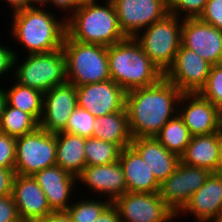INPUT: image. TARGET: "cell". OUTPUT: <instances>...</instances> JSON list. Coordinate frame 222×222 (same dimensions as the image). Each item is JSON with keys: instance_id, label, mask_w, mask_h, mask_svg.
Here are the masks:
<instances>
[{"instance_id": "6da1fadb", "label": "cell", "mask_w": 222, "mask_h": 222, "mask_svg": "<svg viewBox=\"0 0 222 222\" xmlns=\"http://www.w3.org/2000/svg\"><path fill=\"white\" fill-rule=\"evenodd\" d=\"M182 94L165 77L152 86L126 92L125 109L132 137H155L178 114Z\"/></svg>"}, {"instance_id": "7a4b0ae2", "label": "cell", "mask_w": 222, "mask_h": 222, "mask_svg": "<svg viewBox=\"0 0 222 222\" xmlns=\"http://www.w3.org/2000/svg\"><path fill=\"white\" fill-rule=\"evenodd\" d=\"M48 10L45 6H29L12 12L11 39L17 40L28 54L47 53L63 47L66 19H59L56 13Z\"/></svg>"}, {"instance_id": "3957f363", "label": "cell", "mask_w": 222, "mask_h": 222, "mask_svg": "<svg viewBox=\"0 0 222 222\" xmlns=\"http://www.w3.org/2000/svg\"><path fill=\"white\" fill-rule=\"evenodd\" d=\"M99 1L86 0L67 17L66 34L71 39L109 47L127 38L120 28L111 0L102 4Z\"/></svg>"}, {"instance_id": "277c9868", "label": "cell", "mask_w": 222, "mask_h": 222, "mask_svg": "<svg viewBox=\"0 0 222 222\" xmlns=\"http://www.w3.org/2000/svg\"><path fill=\"white\" fill-rule=\"evenodd\" d=\"M107 55L110 78L126 92L152 86L164 77L134 37L107 47Z\"/></svg>"}, {"instance_id": "5b68a950", "label": "cell", "mask_w": 222, "mask_h": 222, "mask_svg": "<svg viewBox=\"0 0 222 222\" xmlns=\"http://www.w3.org/2000/svg\"><path fill=\"white\" fill-rule=\"evenodd\" d=\"M62 49L66 58L68 83L82 86L111 79L107 47L81 43L66 34Z\"/></svg>"}, {"instance_id": "8992f818", "label": "cell", "mask_w": 222, "mask_h": 222, "mask_svg": "<svg viewBox=\"0 0 222 222\" xmlns=\"http://www.w3.org/2000/svg\"><path fill=\"white\" fill-rule=\"evenodd\" d=\"M24 59L20 61L19 55L14 59L12 78L20 85L44 94L55 86L67 83L66 58L62 48L47 53L27 54Z\"/></svg>"}, {"instance_id": "52a82bcc", "label": "cell", "mask_w": 222, "mask_h": 222, "mask_svg": "<svg viewBox=\"0 0 222 222\" xmlns=\"http://www.w3.org/2000/svg\"><path fill=\"white\" fill-rule=\"evenodd\" d=\"M182 22L183 18L168 13L134 37L163 74L172 66L180 48Z\"/></svg>"}, {"instance_id": "ba28073f", "label": "cell", "mask_w": 222, "mask_h": 222, "mask_svg": "<svg viewBox=\"0 0 222 222\" xmlns=\"http://www.w3.org/2000/svg\"><path fill=\"white\" fill-rule=\"evenodd\" d=\"M55 165L56 134L37 127L34 131L16 138V174L33 176L36 172Z\"/></svg>"}, {"instance_id": "9c48e42d", "label": "cell", "mask_w": 222, "mask_h": 222, "mask_svg": "<svg viewBox=\"0 0 222 222\" xmlns=\"http://www.w3.org/2000/svg\"><path fill=\"white\" fill-rule=\"evenodd\" d=\"M112 204L117 208L120 222H173L176 214L156 193L126 192Z\"/></svg>"}, {"instance_id": "30bf717a", "label": "cell", "mask_w": 222, "mask_h": 222, "mask_svg": "<svg viewBox=\"0 0 222 222\" xmlns=\"http://www.w3.org/2000/svg\"><path fill=\"white\" fill-rule=\"evenodd\" d=\"M210 174L206 168L186 165L180 161L175 171L160 184L159 195L177 214Z\"/></svg>"}, {"instance_id": "8fae6325", "label": "cell", "mask_w": 222, "mask_h": 222, "mask_svg": "<svg viewBox=\"0 0 222 222\" xmlns=\"http://www.w3.org/2000/svg\"><path fill=\"white\" fill-rule=\"evenodd\" d=\"M120 28L126 37L142 30L168 14L167 0H111Z\"/></svg>"}, {"instance_id": "7c38bea8", "label": "cell", "mask_w": 222, "mask_h": 222, "mask_svg": "<svg viewBox=\"0 0 222 222\" xmlns=\"http://www.w3.org/2000/svg\"><path fill=\"white\" fill-rule=\"evenodd\" d=\"M178 114L192 136L222 130V110L199 93H183L178 103Z\"/></svg>"}, {"instance_id": "4fadbf2b", "label": "cell", "mask_w": 222, "mask_h": 222, "mask_svg": "<svg viewBox=\"0 0 222 222\" xmlns=\"http://www.w3.org/2000/svg\"><path fill=\"white\" fill-rule=\"evenodd\" d=\"M211 67L212 64L201 58L195 51L180 45L174 62L164 77L182 93H198L205 85Z\"/></svg>"}, {"instance_id": "5bb4252c", "label": "cell", "mask_w": 222, "mask_h": 222, "mask_svg": "<svg viewBox=\"0 0 222 222\" xmlns=\"http://www.w3.org/2000/svg\"><path fill=\"white\" fill-rule=\"evenodd\" d=\"M181 45L212 65L222 63V31L199 18L183 19Z\"/></svg>"}, {"instance_id": "9a60e30c", "label": "cell", "mask_w": 222, "mask_h": 222, "mask_svg": "<svg viewBox=\"0 0 222 222\" xmlns=\"http://www.w3.org/2000/svg\"><path fill=\"white\" fill-rule=\"evenodd\" d=\"M76 88L78 106L96 118L125 108L126 91L112 79Z\"/></svg>"}, {"instance_id": "2e32d148", "label": "cell", "mask_w": 222, "mask_h": 222, "mask_svg": "<svg viewBox=\"0 0 222 222\" xmlns=\"http://www.w3.org/2000/svg\"><path fill=\"white\" fill-rule=\"evenodd\" d=\"M77 105L75 85L67 82L53 87L44 93L43 113L39 127L52 134L63 132L68 118Z\"/></svg>"}, {"instance_id": "e0dca14e", "label": "cell", "mask_w": 222, "mask_h": 222, "mask_svg": "<svg viewBox=\"0 0 222 222\" xmlns=\"http://www.w3.org/2000/svg\"><path fill=\"white\" fill-rule=\"evenodd\" d=\"M195 217V222H215L222 213V173L212 172L205 183L189 198L176 214Z\"/></svg>"}, {"instance_id": "ac0fdd59", "label": "cell", "mask_w": 222, "mask_h": 222, "mask_svg": "<svg viewBox=\"0 0 222 222\" xmlns=\"http://www.w3.org/2000/svg\"><path fill=\"white\" fill-rule=\"evenodd\" d=\"M81 184L92 191L97 197H101L113 202L116 198L127 192V185L123 169L116 161L107 165L85 166L82 173L77 177ZM100 195V196H99Z\"/></svg>"}, {"instance_id": "d6986e66", "label": "cell", "mask_w": 222, "mask_h": 222, "mask_svg": "<svg viewBox=\"0 0 222 222\" xmlns=\"http://www.w3.org/2000/svg\"><path fill=\"white\" fill-rule=\"evenodd\" d=\"M43 190L48 205L53 212L66 211L74 200V188L78 178L55 165L33 175ZM73 198V199H72ZM71 199V201H69Z\"/></svg>"}, {"instance_id": "ffe728a7", "label": "cell", "mask_w": 222, "mask_h": 222, "mask_svg": "<svg viewBox=\"0 0 222 222\" xmlns=\"http://www.w3.org/2000/svg\"><path fill=\"white\" fill-rule=\"evenodd\" d=\"M12 196L23 222H34L53 212L43 190L33 176L16 174Z\"/></svg>"}, {"instance_id": "44dd1931", "label": "cell", "mask_w": 222, "mask_h": 222, "mask_svg": "<svg viewBox=\"0 0 222 222\" xmlns=\"http://www.w3.org/2000/svg\"><path fill=\"white\" fill-rule=\"evenodd\" d=\"M146 162L159 184L172 174L180 157L169 152L155 137L133 138L130 144Z\"/></svg>"}, {"instance_id": "7402d4cb", "label": "cell", "mask_w": 222, "mask_h": 222, "mask_svg": "<svg viewBox=\"0 0 222 222\" xmlns=\"http://www.w3.org/2000/svg\"><path fill=\"white\" fill-rule=\"evenodd\" d=\"M118 161L124 172L127 192H159L160 184L146 162L131 145L121 150Z\"/></svg>"}, {"instance_id": "603a6c76", "label": "cell", "mask_w": 222, "mask_h": 222, "mask_svg": "<svg viewBox=\"0 0 222 222\" xmlns=\"http://www.w3.org/2000/svg\"><path fill=\"white\" fill-rule=\"evenodd\" d=\"M219 131L207 135L192 136L184 154L180 157L183 164L218 172Z\"/></svg>"}, {"instance_id": "cb8c5ba5", "label": "cell", "mask_w": 222, "mask_h": 222, "mask_svg": "<svg viewBox=\"0 0 222 222\" xmlns=\"http://www.w3.org/2000/svg\"><path fill=\"white\" fill-rule=\"evenodd\" d=\"M85 142L79 135L56 133V165L78 177L86 166Z\"/></svg>"}, {"instance_id": "d4e9b609", "label": "cell", "mask_w": 222, "mask_h": 222, "mask_svg": "<svg viewBox=\"0 0 222 222\" xmlns=\"http://www.w3.org/2000/svg\"><path fill=\"white\" fill-rule=\"evenodd\" d=\"M93 137L118 145L121 149L130 146L133 139L126 109L97 117L93 125Z\"/></svg>"}, {"instance_id": "484cf974", "label": "cell", "mask_w": 222, "mask_h": 222, "mask_svg": "<svg viewBox=\"0 0 222 222\" xmlns=\"http://www.w3.org/2000/svg\"><path fill=\"white\" fill-rule=\"evenodd\" d=\"M5 89L6 104L30 114L38 123L43 113L44 94L36 89L20 85L18 82Z\"/></svg>"}, {"instance_id": "4316f807", "label": "cell", "mask_w": 222, "mask_h": 222, "mask_svg": "<svg viewBox=\"0 0 222 222\" xmlns=\"http://www.w3.org/2000/svg\"><path fill=\"white\" fill-rule=\"evenodd\" d=\"M155 138L171 153L181 157L192 135L189 132L184 120L177 114L174 118L161 128Z\"/></svg>"}, {"instance_id": "83f0119b", "label": "cell", "mask_w": 222, "mask_h": 222, "mask_svg": "<svg viewBox=\"0 0 222 222\" xmlns=\"http://www.w3.org/2000/svg\"><path fill=\"white\" fill-rule=\"evenodd\" d=\"M39 123L28 113L6 104L0 123V132L14 138L34 131Z\"/></svg>"}, {"instance_id": "f1b7e54d", "label": "cell", "mask_w": 222, "mask_h": 222, "mask_svg": "<svg viewBox=\"0 0 222 222\" xmlns=\"http://www.w3.org/2000/svg\"><path fill=\"white\" fill-rule=\"evenodd\" d=\"M84 150L86 166H99L118 161L122 149L114 143L89 137L86 138Z\"/></svg>"}, {"instance_id": "f546056e", "label": "cell", "mask_w": 222, "mask_h": 222, "mask_svg": "<svg viewBox=\"0 0 222 222\" xmlns=\"http://www.w3.org/2000/svg\"><path fill=\"white\" fill-rule=\"evenodd\" d=\"M91 196H93L89 197L91 200L86 197L83 199L74 197L78 201L71 203L66 210L72 222H93L112 203L106 198L102 200L104 197L95 199L94 195Z\"/></svg>"}, {"instance_id": "4dcf8cb0", "label": "cell", "mask_w": 222, "mask_h": 222, "mask_svg": "<svg viewBox=\"0 0 222 222\" xmlns=\"http://www.w3.org/2000/svg\"><path fill=\"white\" fill-rule=\"evenodd\" d=\"M96 117L78 105L68 118L65 133L79 135L84 138L93 137V125Z\"/></svg>"}, {"instance_id": "1f68e13d", "label": "cell", "mask_w": 222, "mask_h": 222, "mask_svg": "<svg viewBox=\"0 0 222 222\" xmlns=\"http://www.w3.org/2000/svg\"><path fill=\"white\" fill-rule=\"evenodd\" d=\"M198 93L222 110V63L212 65L206 83Z\"/></svg>"}, {"instance_id": "d6a6232c", "label": "cell", "mask_w": 222, "mask_h": 222, "mask_svg": "<svg viewBox=\"0 0 222 222\" xmlns=\"http://www.w3.org/2000/svg\"><path fill=\"white\" fill-rule=\"evenodd\" d=\"M208 0H167L168 13L179 18H199Z\"/></svg>"}, {"instance_id": "836d02e7", "label": "cell", "mask_w": 222, "mask_h": 222, "mask_svg": "<svg viewBox=\"0 0 222 222\" xmlns=\"http://www.w3.org/2000/svg\"><path fill=\"white\" fill-rule=\"evenodd\" d=\"M16 138L0 132V167L15 170Z\"/></svg>"}, {"instance_id": "e575fe53", "label": "cell", "mask_w": 222, "mask_h": 222, "mask_svg": "<svg viewBox=\"0 0 222 222\" xmlns=\"http://www.w3.org/2000/svg\"><path fill=\"white\" fill-rule=\"evenodd\" d=\"M199 19L222 31V0H208Z\"/></svg>"}, {"instance_id": "d590c367", "label": "cell", "mask_w": 222, "mask_h": 222, "mask_svg": "<svg viewBox=\"0 0 222 222\" xmlns=\"http://www.w3.org/2000/svg\"><path fill=\"white\" fill-rule=\"evenodd\" d=\"M0 222H23L12 195L0 196Z\"/></svg>"}, {"instance_id": "8d00e7d4", "label": "cell", "mask_w": 222, "mask_h": 222, "mask_svg": "<svg viewBox=\"0 0 222 222\" xmlns=\"http://www.w3.org/2000/svg\"><path fill=\"white\" fill-rule=\"evenodd\" d=\"M14 49L9 47L8 45L3 46L0 43V77L6 76L5 73L13 72L14 70V59L19 52L17 50L13 51Z\"/></svg>"}, {"instance_id": "74e56055", "label": "cell", "mask_w": 222, "mask_h": 222, "mask_svg": "<svg viewBox=\"0 0 222 222\" xmlns=\"http://www.w3.org/2000/svg\"><path fill=\"white\" fill-rule=\"evenodd\" d=\"M16 171L0 167V196L12 195Z\"/></svg>"}, {"instance_id": "f35d334b", "label": "cell", "mask_w": 222, "mask_h": 222, "mask_svg": "<svg viewBox=\"0 0 222 222\" xmlns=\"http://www.w3.org/2000/svg\"><path fill=\"white\" fill-rule=\"evenodd\" d=\"M86 0H49V3L46 5L48 9V5H53V8H58L61 12L64 13L65 19L69 17L81 4H83ZM68 13V14H67Z\"/></svg>"}, {"instance_id": "ab89813d", "label": "cell", "mask_w": 222, "mask_h": 222, "mask_svg": "<svg viewBox=\"0 0 222 222\" xmlns=\"http://www.w3.org/2000/svg\"><path fill=\"white\" fill-rule=\"evenodd\" d=\"M93 222H120L117 208L111 203Z\"/></svg>"}, {"instance_id": "60d3db41", "label": "cell", "mask_w": 222, "mask_h": 222, "mask_svg": "<svg viewBox=\"0 0 222 222\" xmlns=\"http://www.w3.org/2000/svg\"><path fill=\"white\" fill-rule=\"evenodd\" d=\"M34 222H72V220L66 211H58Z\"/></svg>"}, {"instance_id": "b9f144b4", "label": "cell", "mask_w": 222, "mask_h": 222, "mask_svg": "<svg viewBox=\"0 0 222 222\" xmlns=\"http://www.w3.org/2000/svg\"><path fill=\"white\" fill-rule=\"evenodd\" d=\"M2 2L5 1L7 5L11 7V12L25 9L29 7V0H1Z\"/></svg>"}, {"instance_id": "7bdbcfd3", "label": "cell", "mask_w": 222, "mask_h": 222, "mask_svg": "<svg viewBox=\"0 0 222 222\" xmlns=\"http://www.w3.org/2000/svg\"><path fill=\"white\" fill-rule=\"evenodd\" d=\"M6 106V96L3 87H0V123Z\"/></svg>"}, {"instance_id": "ee69618b", "label": "cell", "mask_w": 222, "mask_h": 222, "mask_svg": "<svg viewBox=\"0 0 222 222\" xmlns=\"http://www.w3.org/2000/svg\"><path fill=\"white\" fill-rule=\"evenodd\" d=\"M218 172L222 173V130L219 131V159Z\"/></svg>"}, {"instance_id": "f6af8a7d", "label": "cell", "mask_w": 222, "mask_h": 222, "mask_svg": "<svg viewBox=\"0 0 222 222\" xmlns=\"http://www.w3.org/2000/svg\"><path fill=\"white\" fill-rule=\"evenodd\" d=\"M49 0H29V6H46Z\"/></svg>"}, {"instance_id": "bcb514c9", "label": "cell", "mask_w": 222, "mask_h": 222, "mask_svg": "<svg viewBox=\"0 0 222 222\" xmlns=\"http://www.w3.org/2000/svg\"><path fill=\"white\" fill-rule=\"evenodd\" d=\"M215 222H222V213L219 215L218 219Z\"/></svg>"}]
</instances>
